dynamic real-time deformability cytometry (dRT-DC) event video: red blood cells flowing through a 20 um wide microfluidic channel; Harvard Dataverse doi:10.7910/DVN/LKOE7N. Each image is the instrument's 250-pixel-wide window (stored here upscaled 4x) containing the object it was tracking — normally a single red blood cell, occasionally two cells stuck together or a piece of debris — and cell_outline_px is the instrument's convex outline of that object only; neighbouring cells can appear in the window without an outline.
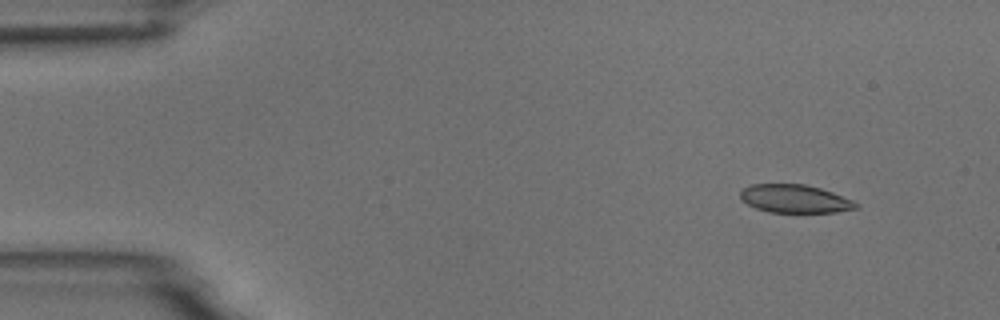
{"species": "common noctule bat (a hibernating species)", "species_latin": "Nyctalus noctula", "temperature_condition": "room temperature", "stored_images_in_passage": 4, "camera_frame_rate_fps": 3000, "um_per_image_px": 0.085, "animal": {"sex": "male", "body_mass_g": 18.8}, "frame": {"image": 1, "passage_image": 1, "time_ms": 0.0, "image_size_px": [1000, 320], "cell_outline_px": [[860, 208], [836, 212], [768, 212], [756, 208], [740, 200], [740, 192], [744, 188], [752, 184], [804, 184], [820, 188], [832, 192], [852, 200], [860, 204]], "centroid_in_image_um": [67.57, 16.9], "position_along_channel_um": 17.4, "area_um2": 19.02}}